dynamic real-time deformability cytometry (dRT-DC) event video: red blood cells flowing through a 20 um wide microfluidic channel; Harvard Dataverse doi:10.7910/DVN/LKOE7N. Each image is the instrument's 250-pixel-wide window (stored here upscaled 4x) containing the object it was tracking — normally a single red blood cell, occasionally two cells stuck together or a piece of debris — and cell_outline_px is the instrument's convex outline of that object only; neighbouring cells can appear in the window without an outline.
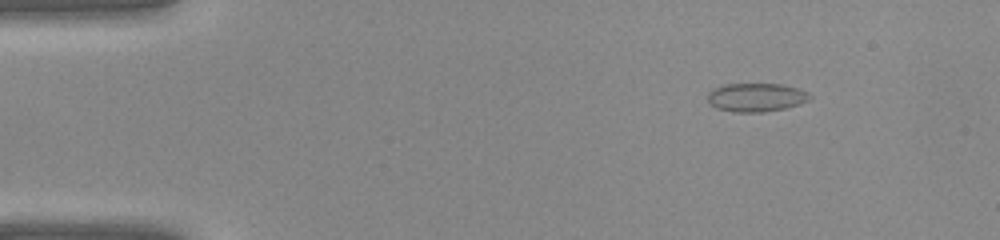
{"species": "common noctule bat (a hibernating species)", "species_latin": "Nyctalus noctula", "temperature_condition": "warm", "stored_images_in_passage": 36, "camera_frame_rate_fps": 3000, "um_per_image_px": 0.085, "animal": {"sex": "female", "body_mass_g": 22.0, "forearm_length_mm": 56.7}, "frame": {"image": 1, "passage_image": 1, "time_ms": 0.0, "image_size_px": [1000, 240], "cell_outline_px": [[812, 96], [808, 100], [784, 108], [764, 112], [732, 112], [716, 108], [708, 100], [708, 92], [712, 88], [724, 84], [784, 84], [808, 92]], "centroid_in_image_um": [64.24, 8.27], "position_along_channel_um": 20.8, "area_um2": 16.94}}
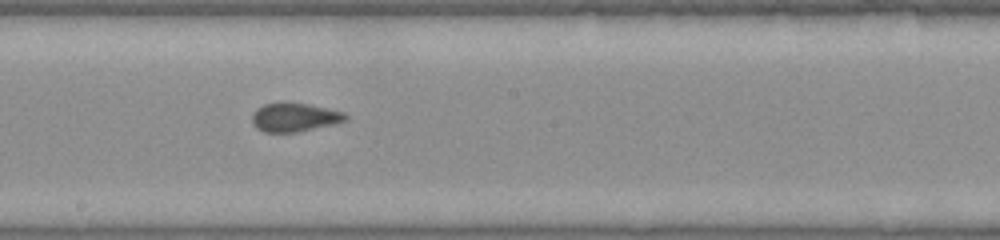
{"frame": {"image": 2, "passage_image": 18, "time_ms": 5.667, "image_size_px": [1000, 240], "cell_outline_px": [[348, 120], [336, 124], [296, 132], [264, 132], [256, 128], [252, 124], [252, 112], [256, 108], [264, 104], [308, 104], [328, 108], [344, 112], [348, 116]], "centroid_in_image_um": [25.05, 9.99], "position_along_channel_um": 223.2, "area_um2": 15.55}}
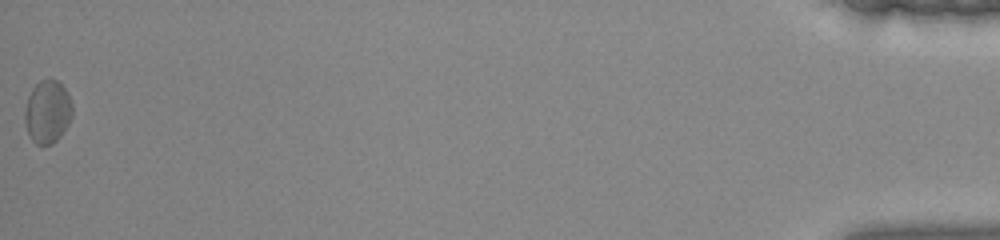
{"frame": {"image": 3, "passage_image": 36, "time_ms": 11.667, "image_size_px": [1000, 240], "cell_outline_px": [[72, 116], [68, 124], [60, 136], [52, 144], [36, 144], [32, 140], [28, 132], [24, 120], [24, 112], [28, 96], [32, 88], [40, 80], [56, 80], [68, 92], [72, 104]], "centroid_in_image_um": [4.03, 9.5], "position_along_channel_um": 431.2, "area_um2": 17.34}}